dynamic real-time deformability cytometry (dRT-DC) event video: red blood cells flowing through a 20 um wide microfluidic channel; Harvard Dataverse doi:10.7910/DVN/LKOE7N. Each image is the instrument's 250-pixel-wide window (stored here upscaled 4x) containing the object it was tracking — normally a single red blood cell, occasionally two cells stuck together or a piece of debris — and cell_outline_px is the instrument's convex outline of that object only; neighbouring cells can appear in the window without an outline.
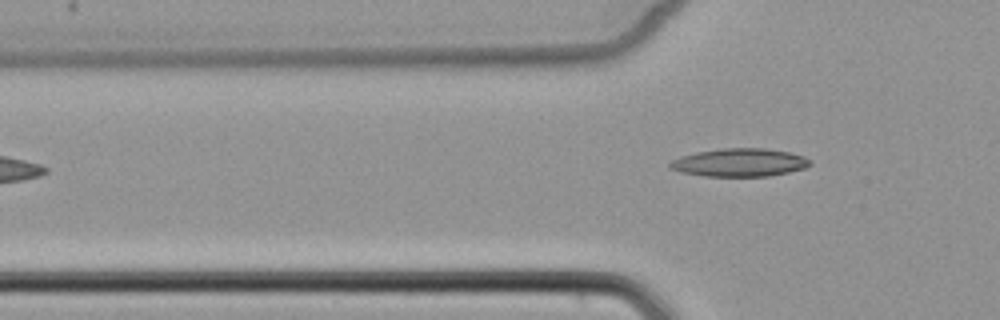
{"species": "common noctule bat (a hibernating species)", "species_latin": "Nyctalus noctula", "temperature_condition": "cold", "stored_images_in_passage": 5, "camera_frame_rate_fps": 3000, "um_per_image_px": 0.085, "animal": {"sex": "female", "body_mass_g": 22.7, "forearm_length_mm": 54.2}, "frame": {"image": 1, "passage_image": 5, "time_ms": 4.667, "image_size_px": [1000, 320], "cell_outline_px": [[812, 164], [804, 168], [788, 172], [768, 176], [704, 176], [680, 172], [668, 168], [668, 164], [672, 160], [680, 156], [696, 152], [724, 148], [764, 148], [788, 152], [804, 156], [812, 160]], "centroid_in_image_um": [62.85, 13.81], "position_along_channel_um": 63.0, "area_um2": 23.0}}